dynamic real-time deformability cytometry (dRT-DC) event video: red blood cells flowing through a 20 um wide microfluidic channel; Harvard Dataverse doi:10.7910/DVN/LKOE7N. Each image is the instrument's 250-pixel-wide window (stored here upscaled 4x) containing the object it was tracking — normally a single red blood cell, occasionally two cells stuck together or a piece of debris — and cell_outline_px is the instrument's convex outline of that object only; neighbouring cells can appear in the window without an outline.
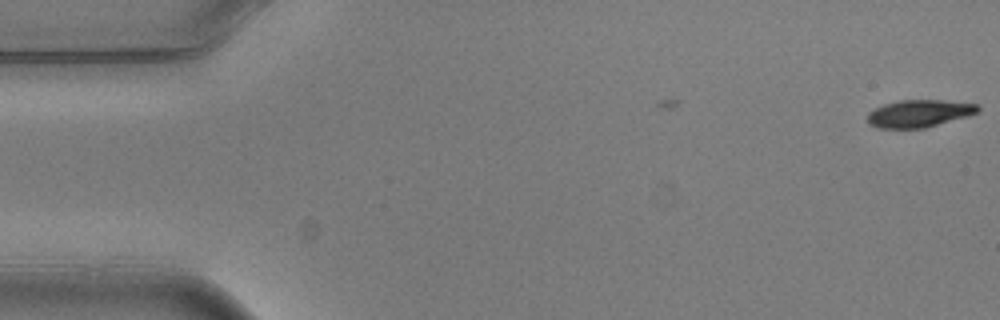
{"species": "common noctule bat (a hibernating species)", "species_latin": "Nyctalus noctula", "temperature_condition": "warm", "stored_images_in_passage": 3, "camera_frame_rate_fps": 3000, "um_per_image_px": 0.085, "animal": {"sex": "male", "body_mass_g": 20.5, "forearm_length_mm": 52.5}, "frame": {"image": 1, "passage_image": 1, "time_ms": 0.0, "image_size_px": [1000, 320], "cell_outline_px": [[980, 112], [968, 116], [924, 128], [876, 128], [868, 120], [868, 112], [884, 104], [900, 100], [944, 100], [980, 104]], "centroid_in_image_um": [78.18, 9.63], "position_along_channel_um": 6.8, "area_um2": 17.63}}